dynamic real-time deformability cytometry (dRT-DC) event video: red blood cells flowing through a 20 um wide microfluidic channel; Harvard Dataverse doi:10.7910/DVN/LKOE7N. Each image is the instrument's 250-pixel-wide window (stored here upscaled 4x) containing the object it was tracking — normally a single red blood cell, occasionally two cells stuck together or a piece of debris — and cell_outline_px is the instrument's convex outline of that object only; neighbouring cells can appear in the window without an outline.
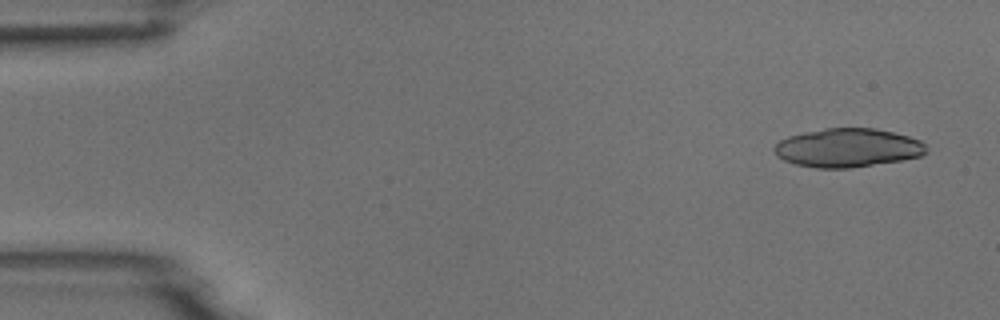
{"species": "common noctule bat (a hibernating species)", "species_latin": "Nyctalus noctula", "temperature_condition": "room temperature", "stored_images_in_passage": 7, "camera_frame_rate_fps": 3000, "um_per_image_px": 0.085, "animal": {"sex": "male", "body_mass_g": 18.8}, "frame": {"image": 1, "passage_image": 1, "time_ms": 0.0, "image_size_px": [1000, 320], "cell_outline_px": [[928, 152], [920, 156], [900, 160], [848, 168], [816, 168], [796, 164], [784, 160], [776, 156], [772, 148], [780, 140], [788, 136], [824, 128], [876, 128], [908, 136], [920, 140], [924, 144]], "centroid_in_image_um": [72.03, 12.56], "position_along_channel_um": 13.0, "area_um2": 34.16}}